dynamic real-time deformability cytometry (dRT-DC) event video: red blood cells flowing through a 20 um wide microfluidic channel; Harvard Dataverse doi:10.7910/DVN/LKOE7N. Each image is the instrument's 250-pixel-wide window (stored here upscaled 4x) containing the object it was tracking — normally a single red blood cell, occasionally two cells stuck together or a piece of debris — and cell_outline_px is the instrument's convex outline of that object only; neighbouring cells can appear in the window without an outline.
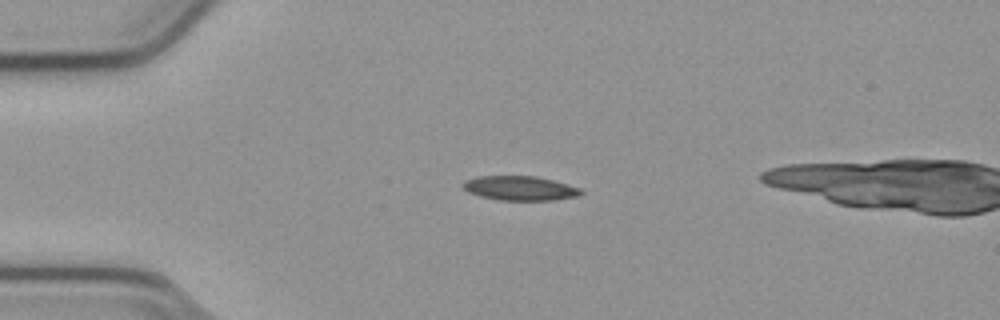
{"species": "common noctule bat (a hibernating species)", "species_latin": "Nyctalus noctula", "temperature_condition": "cold", "stored_images_in_passage": 48, "camera_frame_rate_fps": 3000, "um_per_image_px": 0.085, "animal": {"sex": "male", "body_mass_g": 23.1, "forearm_length_mm": 52.7}, "frame": {"image": 1, "passage_image": 11, "time_ms": 3.333, "image_size_px": [1000, 320], "cell_outline_px": [[584, 192], [580, 196], [552, 200], [500, 200], [480, 196], [468, 192], [460, 184], [464, 180], [476, 176], [536, 176], [552, 180], [580, 188]], "centroid_in_image_um": [44.17, 15.99], "position_along_channel_um": 40.8, "area_um2": 16.82}}
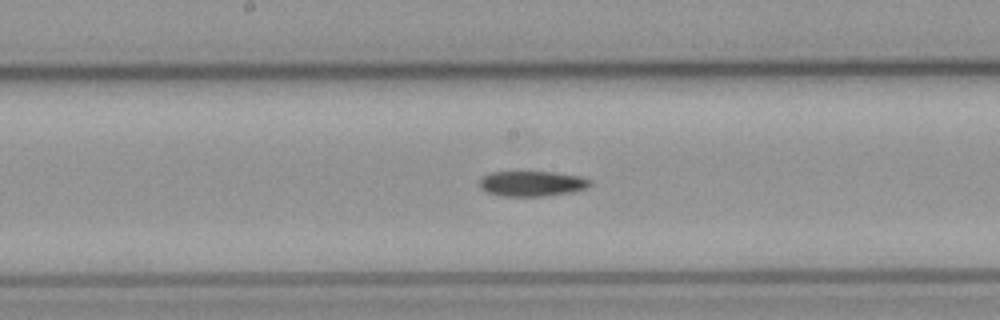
{"frame": {"image": 2, "passage_image": 26, "time_ms": 8.333, "image_size_px": [1000, 320], "cell_outline_px": [[592, 184], [584, 188], [572, 192], [544, 196], [500, 196], [484, 192], [480, 188], [480, 180], [484, 176], [492, 172], [552, 172], [580, 176], [592, 180]], "centroid_in_image_um": [45.2, 15.61], "position_along_channel_um": 203.0, "area_um2": 16.3}}
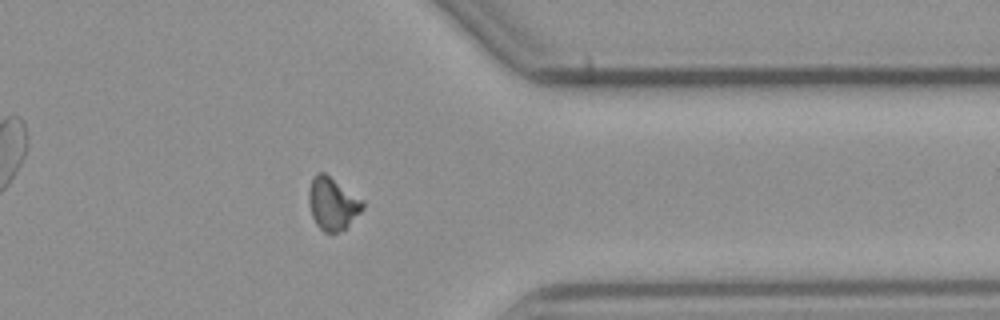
{"frame": {"image": 3, "passage_image": 41, "time_ms": 13.333, "image_size_px": [1000, 320], "cell_outline_px": [[364, 208], [344, 228], [336, 232], [324, 232], [316, 224], [312, 216], [308, 204], [308, 192], [312, 180], [320, 172], [324, 172], [364, 200]], "centroid_in_image_um": [28.26, 17.3], "position_along_channel_um": 383.1, "area_um2": 16.24}}